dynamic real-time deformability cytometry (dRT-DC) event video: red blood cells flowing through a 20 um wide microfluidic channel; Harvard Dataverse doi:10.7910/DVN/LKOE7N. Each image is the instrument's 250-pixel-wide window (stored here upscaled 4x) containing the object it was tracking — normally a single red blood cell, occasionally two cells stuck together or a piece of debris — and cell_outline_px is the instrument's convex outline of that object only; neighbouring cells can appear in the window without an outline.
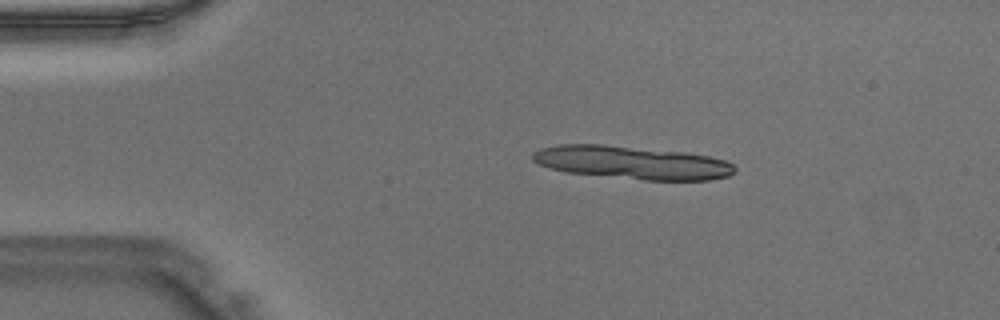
{"species": "Egyptian fruit bat (a non-hibernating species)", "species_latin": "Rousettus aegyptiacus", "temperature_condition": "warm", "stored_images_in_passage": 8, "camera_frame_rate_fps": 3000, "um_per_image_px": 0.085, "animal": {"sex": "male"}, "frame": {"image": 1, "passage_image": 3, "time_ms": 0.667, "image_size_px": [1000, 320], "cell_outline_px": [[736, 172], [728, 176], [708, 180], [644, 180], [568, 172], [548, 168], [532, 160], [532, 152], [540, 148], [556, 144], [604, 144], [684, 152], [708, 156], [724, 160], [732, 164], [736, 168]], "centroid_in_image_um": [53.7, 13.81], "position_along_channel_um": 31.3, "area_um2": 39.02}}